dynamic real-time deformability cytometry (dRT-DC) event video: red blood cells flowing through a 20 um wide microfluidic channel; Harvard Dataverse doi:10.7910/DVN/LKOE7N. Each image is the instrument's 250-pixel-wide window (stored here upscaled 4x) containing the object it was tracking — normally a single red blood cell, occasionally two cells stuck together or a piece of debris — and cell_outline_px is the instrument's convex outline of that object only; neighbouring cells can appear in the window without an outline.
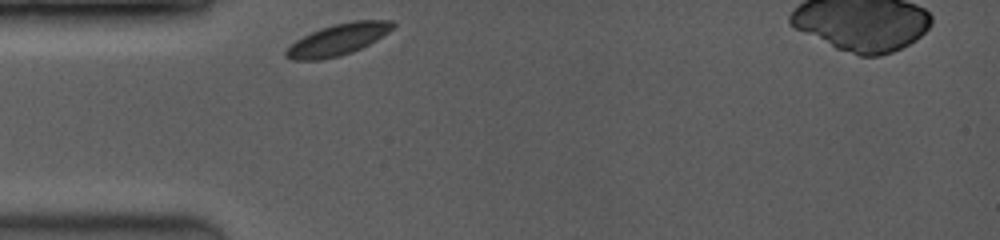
{"species": "common noctule bat (a hibernating species)", "species_latin": "Nyctalus noctula", "temperature_condition": "room temperature", "stored_images_in_passage": 5, "camera_frame_rate_fps": 3500, "um_per_image_px": 0.085, "animal": {"sex": "female", "body_mass_g": 19.0, "forearm_length_mm": 53.3}, "frame": {"image": 1, "passage_image": 1, "time_ms": 0.0, "image_size_px": [1000, 240], "cell_outline_px": [[396, 24], [388, 32], [376, 40], [352, 52], [340, 56], [320, 60], [292, 60], [284, 56], [284, 52], [296, 40], [320, 28], [352, 20], [396, 20]], "centroid_in_image_um": [28.73, 3.36], "position_along_channel_um": 56.3, "area_um2": 19.48}}
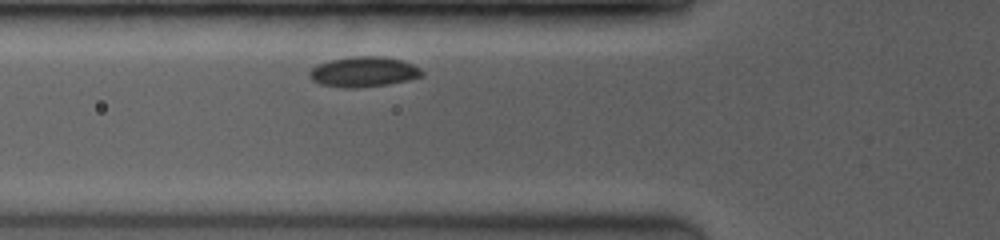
{"frame": {"image": 2, "passage_image": 3, "time_ms": 1.143, "image_size_px": [1000, 240], "cell_outline_px": [[424, 76], [408, 80], [388, 84], [352, 88], [344, 88], [320, 84], [312, 80], [308, 76], [308, 72], [316, 64], [332, 60], [352, 56], [384, 56], [400, 60], [412, 64], [420, 68], [424, 72]], "centroid_in_image_um": [30.9, 6.1], "position_along_channel_um": 94.9, "area_um2": 19.88}}
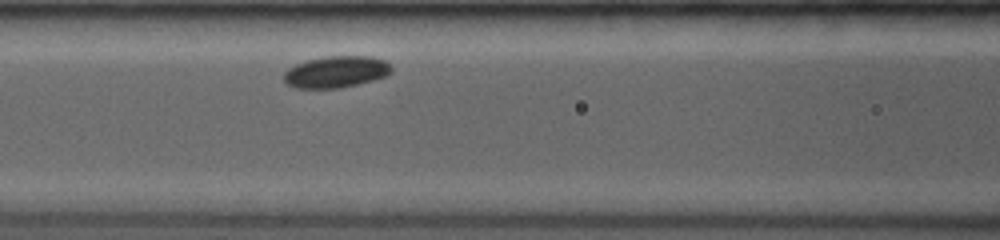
{"frame": {"image": 3, "passage_image": 5, "time_ms": 2.286, "image_size_px": [1000, 240], "cell_outline_px": [[392, 72], [388, 76], [340, 88], [296, 88], [288, 84], [284, 80], [284, 72], [288, 68], [296, 64], [308, 60], [328, 56], [372, 56], [384, 60], [392, 68]], "centroid_in_image_um": [28.58, 6.1], "position_along_channel_um": 138.0, "area_um2": 19.77}}